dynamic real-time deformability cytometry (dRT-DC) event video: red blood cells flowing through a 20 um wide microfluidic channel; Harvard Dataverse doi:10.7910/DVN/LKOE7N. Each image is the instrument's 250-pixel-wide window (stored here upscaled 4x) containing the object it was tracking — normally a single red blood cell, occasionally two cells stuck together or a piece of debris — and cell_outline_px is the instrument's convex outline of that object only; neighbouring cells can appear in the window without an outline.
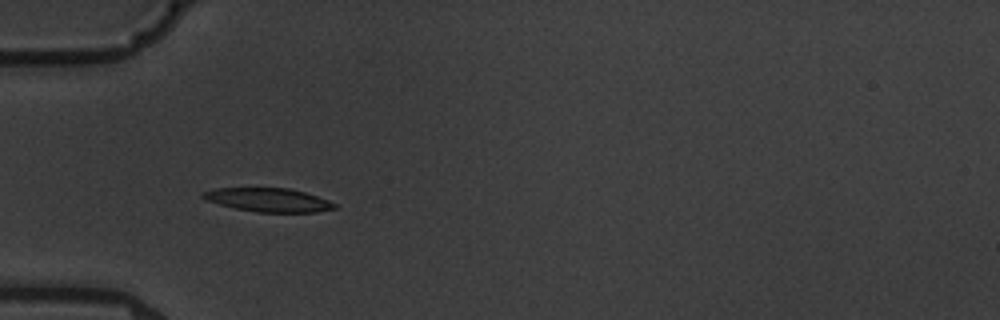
{"species": "common noctule bat (a hibernating species)", "species_latin": "Nyctalus noctula", "temperature_condition": "warm", "stored_images_in_passage": 9, "camera_frame_rate_fps": 3000, "um_per_image_px": 0.085, "animal": {"sex": "male", "body_mass_g": 19.5, "forearm_length_mm": 54.6}, "frame": {"image": 1, "passage_image": 6, "time_ms": 6.333, "image_size_px": [1000, 320], "cell_outline_px": [[336, 208], [316, 212], [256, 212], [236, 208], [204, 200], [200, 196], [200, 192], [216, 188], [288, 188], [304, 192], [328, 200], [336, 204]], "centroid_in_image_um": [22.76, 16.99], "position_along_channel_um": 62.2, "area_um2": 18.09}}
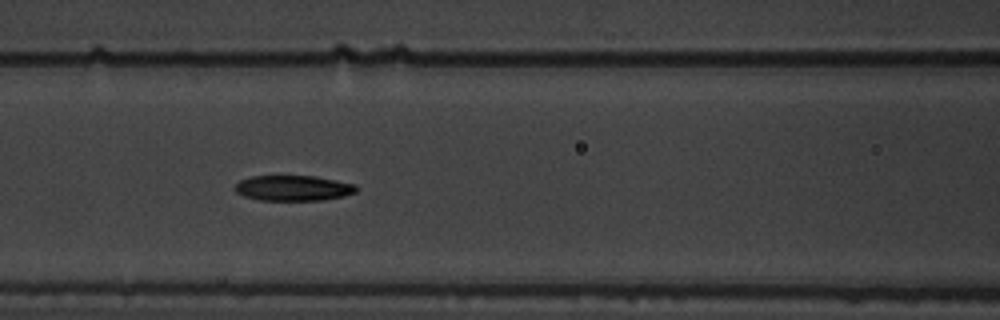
{"frame": {"image": 2, "passage_image": 8, "time_ms": 8.667, "image_size_px": [1000, 320], "cell_outline_px": [[360, 188], [356, 192], [344, 196], [324, 200], [260, 200], [244, 196], [236, 192], [236, 184], [240, 180], [252, 176], [316, 176], [356, 184]], "centroid_in_image_um": [24.98, 15.98], "position_along_channel_um": 141.6, "area_um2": 18.03}}
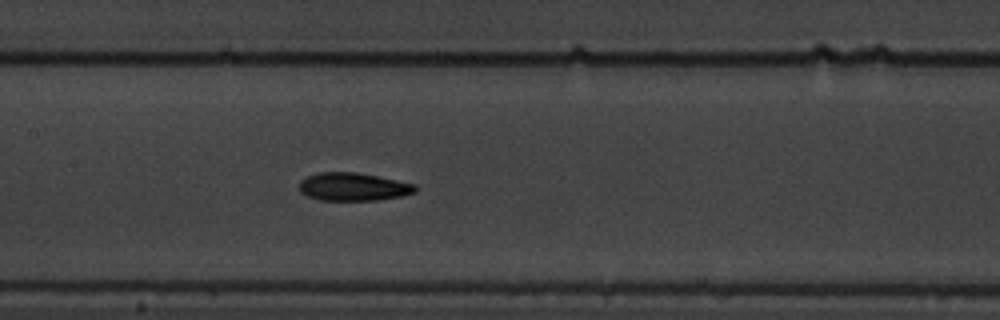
{"frame": {"image": 3, "passage_image": 9, "time_ms": 9.667, "image_size_px": [1000, 320], "cell_outline_px": [[416, 192], [404, 196], [376, 200], [320, 200], [304, 196], [300, 192], [300, 180], [308, 176], [320, 172], [356, 172], [416, 184]], "centroid_in_image_um": [30.01, 15.88], "position_along_channel_um": 177.4, "area_um2": 19.02}}